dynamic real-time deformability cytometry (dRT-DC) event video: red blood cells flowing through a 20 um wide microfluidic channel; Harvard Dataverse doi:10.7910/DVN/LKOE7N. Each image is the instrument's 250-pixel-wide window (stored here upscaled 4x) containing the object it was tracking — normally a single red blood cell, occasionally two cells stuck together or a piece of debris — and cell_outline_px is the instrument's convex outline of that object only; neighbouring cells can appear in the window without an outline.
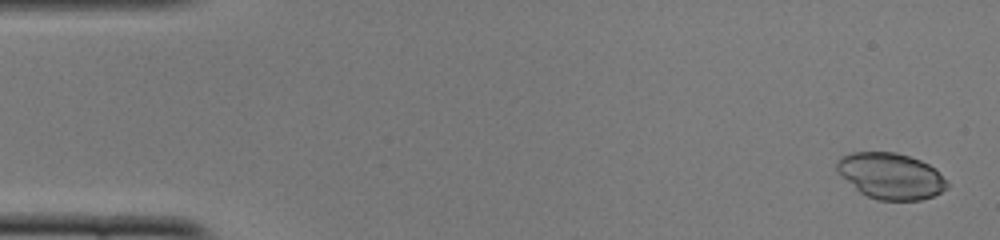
{"species": "common noctule bat (a hibernating species)", "species_latin": "Nyctalus noctula", "temperature_condition": "cold", "stored_images_in_passage": 52, "camera_frame_rate_fps": 3000, "um_per_image_px": 0.085, "animal": {"sex": "female", "body_mass_g": 22.0, "forearm_length_mm": 56.7}, "frame": {"image": 1, "passage_image": 2, "time_ms": 0.333, "image_size_px": [1000, 240], "cell_outline_px": [[948, 188], [932, 196], [920, 200], [876, 200], [860, 192], [836, 168], [836, 160], [840, 156], [852, 152], [896, 152], [920, 160], [936, 168], [948, 180]], "centroid_in_image_um": [75.76, 14.95], "position_along_channel_um": 9.2, "area_um2": 29.48}}